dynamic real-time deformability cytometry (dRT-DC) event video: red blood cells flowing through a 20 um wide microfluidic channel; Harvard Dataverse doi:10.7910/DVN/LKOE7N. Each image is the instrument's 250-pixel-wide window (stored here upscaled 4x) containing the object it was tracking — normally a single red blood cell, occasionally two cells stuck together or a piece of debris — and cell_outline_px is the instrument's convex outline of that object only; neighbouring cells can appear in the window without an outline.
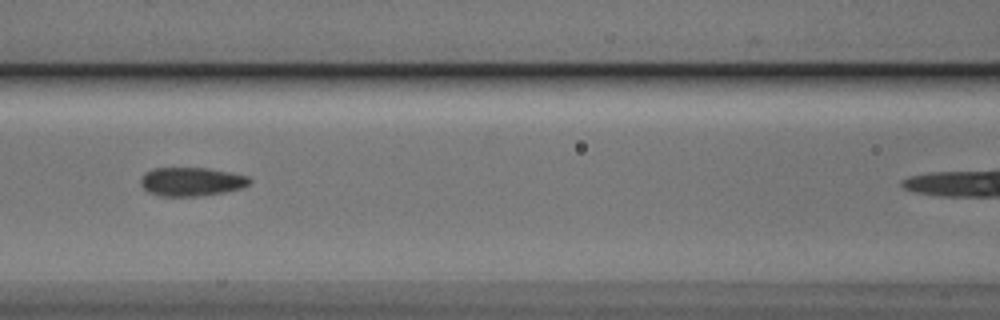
{"species": "Egyptian fruit bat (a non-hibernating species)", "species_latin": "Rousettus aegyptiacus", "temperature_condition": "cold", "stored_images_in_passage": 38, "camera_frame_rate_fps": 3000, "um_per_image_px": 0.085, "animal": {"sex": "male"}, "frame": {"image": 1, "passage_image": 18, "time_ms": 5.667, "image_size_px": [1000, 320], "cell_outline_px": [[252, 180], [248, 184], [240, 188], [224, 192], [200, 196], [160, 196], [148, 192], [140, 184], [140, 176], [144, 172], [152, 168], [208, 168], [248, 176]], "centroid_in_image_um": [16.22, 15.43], "position_along_channel_um": 150.4, "area_um2": 18.26}}
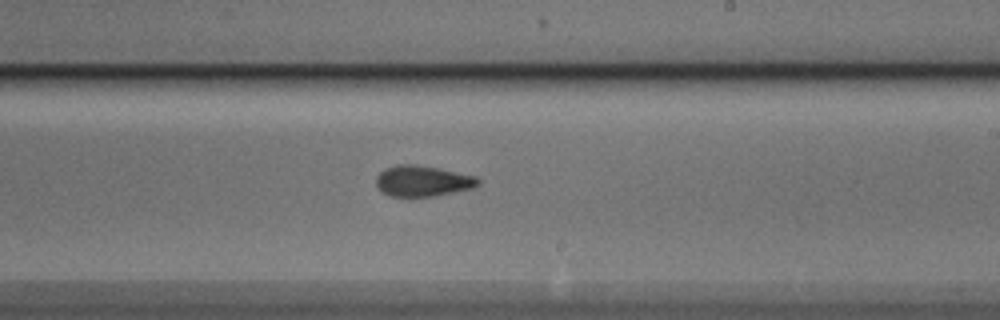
{"frame": {"image": 2, "passage_image": 26, "time_ms": 8.333, "image_size_px": [1000, 320], "cell_outline_px": [[480, 184], [476, 188], [436, 196], [388, 196], [376, 184], [376, 176], [384, 168], [396, 164], [412, 164], [440, 168], [476, 176], [480, 180]], "centroid_in_image_um": [35.97, 15.38], "position_along_channel_um": 253.0, "area_um2": 18.55}}
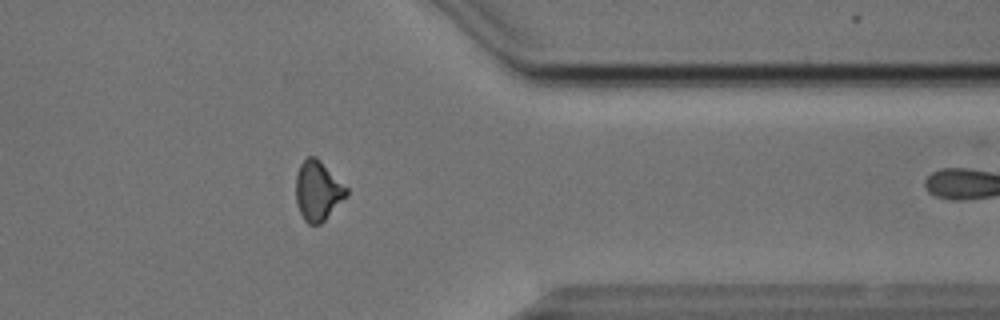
{"frame": {"image": 3, "passage_image": 37, "time_ms": 12.0, "image_size_px": [1000, 320], "cell_outline_px": [[348, 196], [320, 224], [308, 224], [304, 220], [300, 212], [296, 200], [296, 176], [300, 164], [308, 156], [316, 156], [348, 188]], "centroid_in_image_um": [27.02, 16.21], "position_along_channel_um": 384.4, "area_um2": 17.57}}